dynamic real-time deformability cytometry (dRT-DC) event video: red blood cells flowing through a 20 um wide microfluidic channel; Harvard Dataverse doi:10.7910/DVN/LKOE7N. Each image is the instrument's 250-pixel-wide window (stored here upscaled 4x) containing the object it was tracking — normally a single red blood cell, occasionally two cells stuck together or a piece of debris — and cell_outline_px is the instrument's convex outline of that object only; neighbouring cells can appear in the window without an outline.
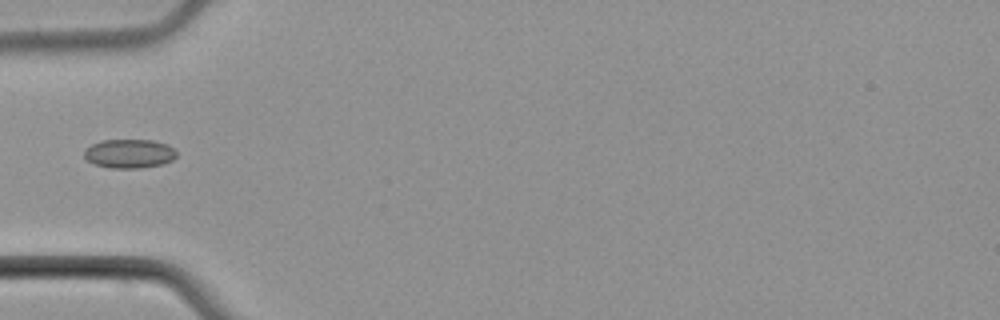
{"species": "common noctule bat (a hibernating species)", "species_latin": "Nyctalus noctula", "temperature_condition": "cold", "stored_images_in_passage": 5, "camera_frame_rate_fps": 3000, "um_per_image_px": 0.085, "animal": {"sex": "male", "body_mass_g": 21.5, "forearm_length_mm": 52.0}, "frame": {"image": 1, "passage_image": 5, "time_ms": 5.0, "image_size_px": [1000, 320], "cell_outline_px": [[176, 156], [172, 160], [164, 164], [140, 168], [112, 168], [96, 164], [88, 160], [84, 156], [84, 148], [100, 140], [152, 140], [168, 144], [176, 152]], "centroid_in_image_um": [10.99, 13.05], "position_along_channel_um": 74.0, "area_um2": 15.61}}